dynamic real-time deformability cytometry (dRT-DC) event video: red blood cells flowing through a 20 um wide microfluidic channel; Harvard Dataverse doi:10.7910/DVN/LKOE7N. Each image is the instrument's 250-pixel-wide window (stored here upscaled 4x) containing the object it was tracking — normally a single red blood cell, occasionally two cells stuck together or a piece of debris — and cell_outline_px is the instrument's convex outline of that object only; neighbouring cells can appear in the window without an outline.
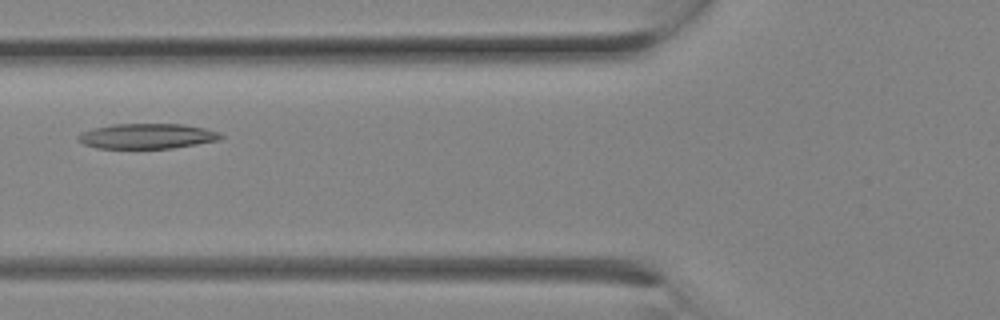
{"species": "Egyptian fruit bat (a non-hibernating species)", "species_latin": "Rousettus aegyptiacus", "temperature_condition": "room temperature", "stored_images_in_passage": 10, "camera_frame_rate_fps": 3000, "um_per_image_px": 0.085, "animal": {"sex": "female"}, "frame": {"image": 1, "passage_image": 9, "time_ms": 2.667, "image_size_px": [1000, 320], "cell_outline_px": [[224, 136], [220, 140], [172, 148], [96, 148], [84, 144], [76, 140], [76, 136], [80, 132], [92, 128], [112, 124], [184, 124], [204, 128], [220, 132]], "centroid_in_image_um": [12.47, 11.56], "position_along_channel_um": 113.3, "area_um2": 21.1}}